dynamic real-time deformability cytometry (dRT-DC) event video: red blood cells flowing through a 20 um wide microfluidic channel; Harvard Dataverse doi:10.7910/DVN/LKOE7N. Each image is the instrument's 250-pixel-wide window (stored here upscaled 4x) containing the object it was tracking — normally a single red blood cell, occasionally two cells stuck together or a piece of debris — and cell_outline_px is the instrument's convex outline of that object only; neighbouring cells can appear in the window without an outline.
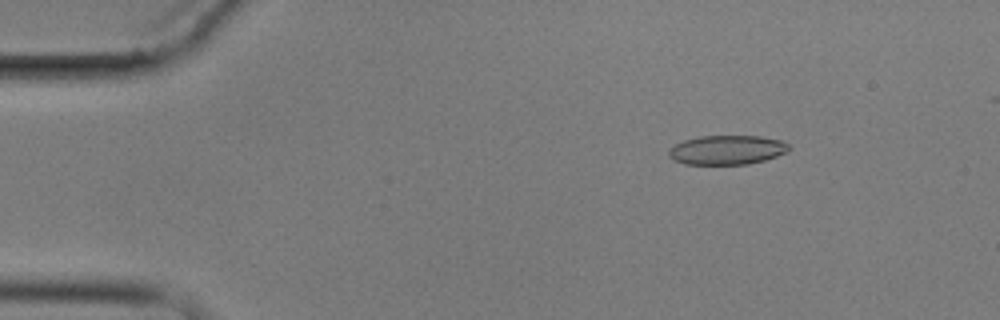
{"species": "common noctule bat (a hibernating species)", "species_latin": "Nyctalus noctula", "temperature_condition": "cold", "stored_images_in_passage": 5, "camera_frame_rate_fps": 3000, "um_per_image_px": 0.085, "animal": {"sex": "male", "body_mass_g": 17.9}, "frame": {"image": 1, "passage_image": 3, "time_ms": 2.333, "image_size_px": [1000, 320], "cell_outline_px": [[792, 148], [776, 156], [764, 160], [748, 164], [684, 164], [672, 160], [668, 156], [668, 152], [676, 144], [684, 140], [700, 136], [760, 136], [784, 140]], "centroid_in_image_um": [61.8, 12.74], "position_along_channel_um": 23.2, "area_um2": 20.52}}
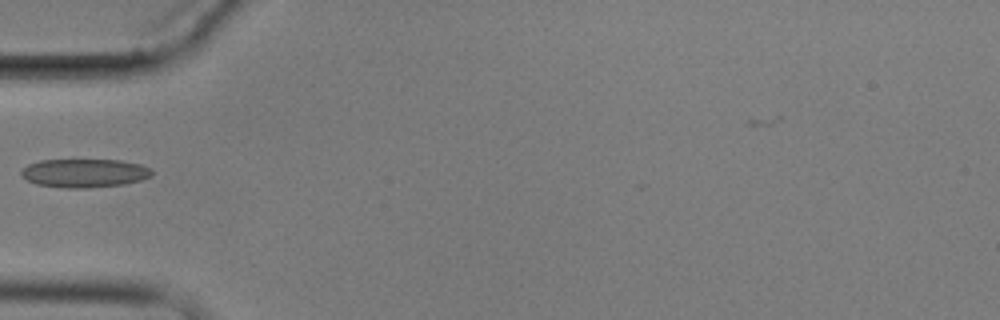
{"frame": {"image": 2, "passage_image": 5, "time_ms": 6.0, "image_size_px": [1000, 320], "cell_outline_px": [[152, 176], [140, 180], [124, 184], [88, 188], [64, 188], [36, 184], [28, 180], [20, 172], [28, 164], [40, 160], [120, 160], [140, 164], [148, 168], [152, 172]], "centroid_in_image_um": [7.18, 14.71], "position_along_channel_um": 77.8, "area_um2": 21.62}}